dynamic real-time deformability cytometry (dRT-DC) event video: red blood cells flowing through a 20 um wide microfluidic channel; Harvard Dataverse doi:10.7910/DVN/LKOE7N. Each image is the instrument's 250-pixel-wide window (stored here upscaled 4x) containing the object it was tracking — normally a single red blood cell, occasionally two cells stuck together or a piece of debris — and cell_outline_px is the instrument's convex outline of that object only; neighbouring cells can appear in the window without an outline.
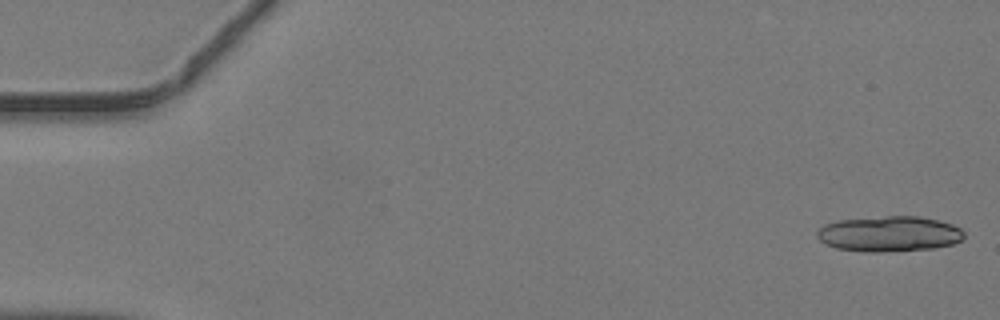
{"species": "common noctule bat (a hibernating species)", "species_latin": "Nyctalus noctula", "temperature_condition": "warm", "stored_images_in_passage": 17, "camera_frame_rate_fps": 3000, "um_per_image_px": 0.085, "animal": {"sex": "male", "body_mass_g": 19.2, "forearm_length_mm": 51.8}, "frame": {"image": 1, "passage_image": 1, "time_ms": 0.0, "image_size_px": [1000, 320], "cell_outline_px": [[964, 236], [960, 240], [952, 244], [936, 248], [880, 252], [864, 252], [836, 248], [824, 244], [816, 236], [816, 232], [824, 224], [836, 220], [884, 216], [920, 216], [952, 224], [960, 228], [964, 232]], "centroid_in_image_um": [75.55, 19.88], "position_along_channel_um": 9.5, "area_um2": 30.58}}